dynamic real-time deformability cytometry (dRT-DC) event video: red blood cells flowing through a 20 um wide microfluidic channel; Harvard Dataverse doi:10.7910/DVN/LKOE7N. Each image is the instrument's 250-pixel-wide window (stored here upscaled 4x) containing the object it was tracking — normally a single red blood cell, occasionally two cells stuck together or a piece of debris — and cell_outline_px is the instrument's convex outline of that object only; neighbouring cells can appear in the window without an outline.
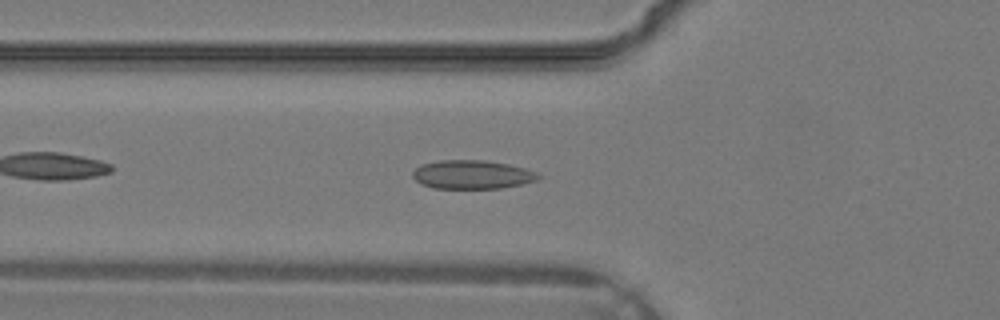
{"species": "common noctule bat (a hibernating species)", "species_latin": "Nyctalus noctula", "temperature_condition": "warm", "stored_images_in_passage": 32, "camera_frame_rate_fps": 3000, "um_per_image_px": 0.085, "animal": {"sex": "male", "body_mass_g": 19.2, "forearm_length_mm": 51.8}, "frame": {"image": 1, "passage_image": 9, "time_ms": 2.667, "image_size_px": [1000, 320], "cell_outline_px": [[544, 176], [536, 180], [520, 184], [500, 188], [432, 188], [420, 184], [412, 176], [412, 172], [420, 164], [440, 160], [484, 160], [508, 164], [524, 168], [536, 172]], "centroid_in_image_um": [40.11, 14.83], "position_along_channel_um": 85.7, "area_um2": 21.04}}
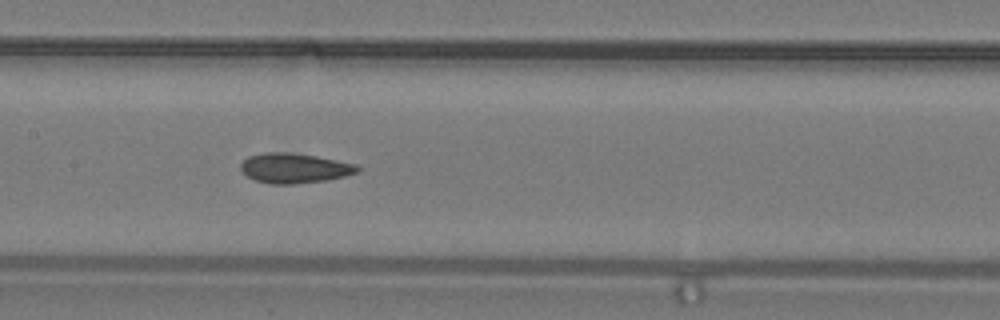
{"frame": {"image": 2, "passage_image": 14, "time_ms": 4.333, "image_size_px": [1000, 320], "cell_outline_px": [[360, 172], [328, 180], [292, 184], [272, 184], [256, 180], [248, 176], [240, 168], [240, 164], [248, 156], [268, 152], [284, 152], [316, 156], [356, 164], [360, 168]], "centroid_in_image_um": [25.05, 14.29], "position_along_channel_um": 182.4, "area_um2": 20.17}}
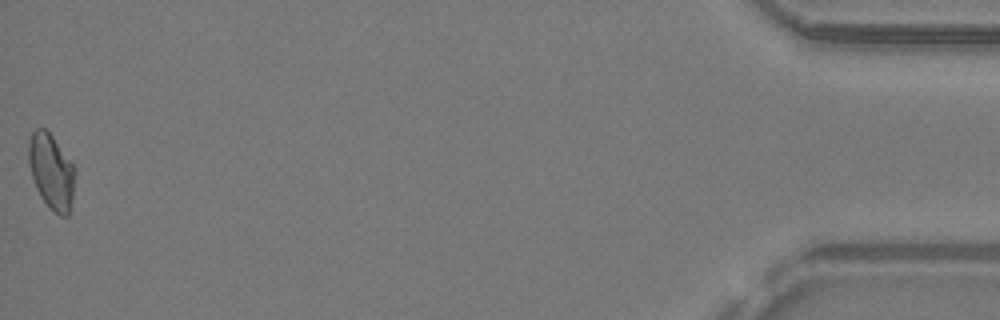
{"frame": {"image": 3, "passage_image": 32, "time_ms": 10.333, "image_size_px": [1000, 320], "cell_outline_px": [[76, 172], [72, 196], [68, 216], [60, 216], [40, 196], [36, 188], [28, 164], [28, 144], [32, 132], [36, 128], [44, 128], [52, 136], [76, 168]], "centroid_in_image_um": [4.36, 14.55], "position_along_channel_um": 430.8, "area_um2": 20.11}}